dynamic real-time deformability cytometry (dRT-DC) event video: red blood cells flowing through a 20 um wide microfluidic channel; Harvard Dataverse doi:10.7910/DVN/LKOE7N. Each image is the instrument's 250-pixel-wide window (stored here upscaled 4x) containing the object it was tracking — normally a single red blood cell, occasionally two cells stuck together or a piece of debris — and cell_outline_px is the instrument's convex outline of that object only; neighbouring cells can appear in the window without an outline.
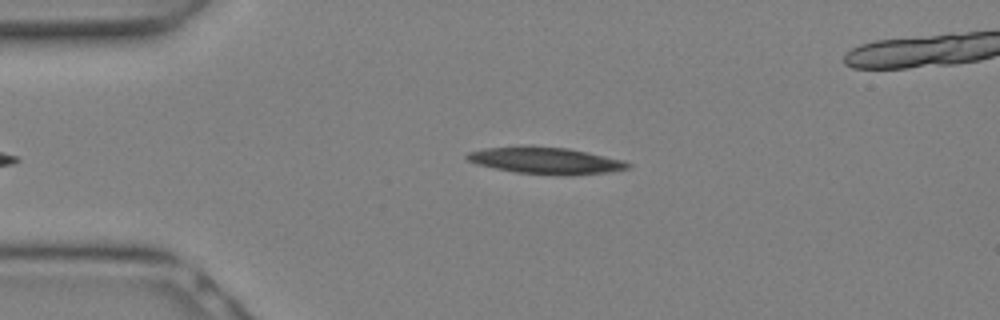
{"species": "Egyptian fruit bat (a non-hibernating species)", "species_latin": "Rousettus aegyptiacus", "temperature_condition": "warm", "stored_images_in_passage": 8, "camera_frame_rate_fps": 3000, "um_per_image_px": 0.085, "animal": {"sex": "female"}, "frame": {"image": 1, "passage_image": 1, "time_ms": 0.0, "image_size_px": [1000, 320], "cell_outline_px": [[632, 168], [608, 172], [572, 176], [556, 176], [516, 172], [476, 164], [468, 160], [464, 156], [468, 152], [484, 148], [532, 144], [568, 148], [588, 152], [624, 160], [632, 164]], "centroid_in_image_um": [46.41, 13.64], "position_along_channel_um": 38.6, "area_um2": 25.84}}
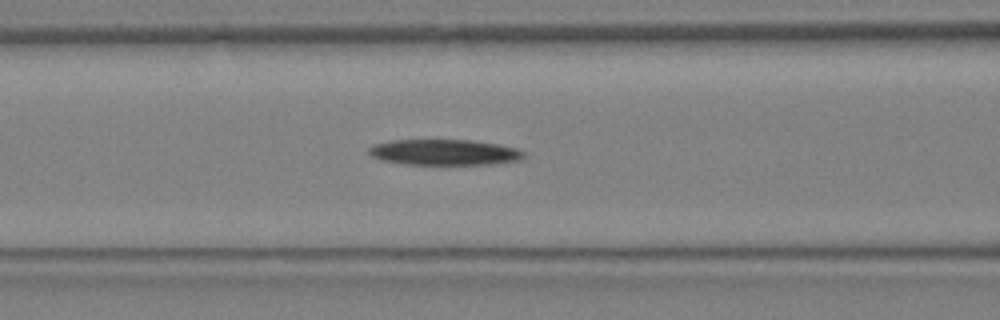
{"frame": {"image": 2, "passage_image": 6, "time_ms": 1.667, "image_size_px": [1000, 320], "cell_outline_px": [[524, 160], [492, 164], [408, 164], [384, 160], [372, 156], [368, 152], [368, 148], [376, 144], [392, 140], [472, 140], [500, 144], [516, 148], [524, 152]], "centroid_in_image_um": [37.84, 12.94], "position_along_channel_um": 128.8, "area_um2": 23.18}}
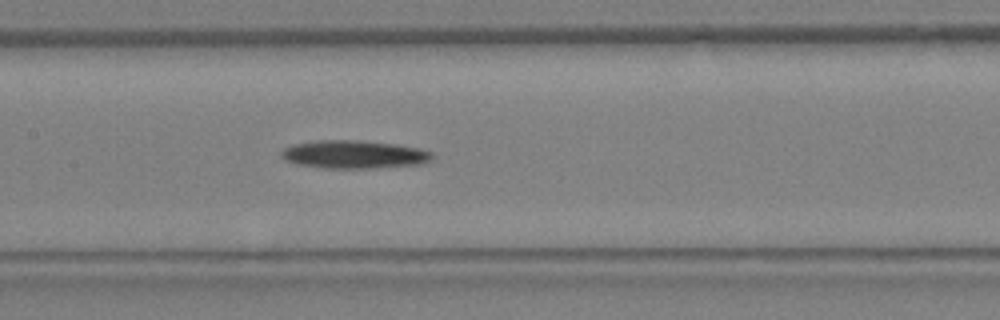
{"frame": {"image": 3, "passage_image": 8, "time_ms": 2.333, "image_size_px": [1000, 320], "cell_outline_px": [[432, 160], [424, 164], [376, 168], [324, 168], [296, 164], [280, 156], [280, 152], [284, 148], [296, 144], [320, 140], [356, 140], [396, 144], [420, 148], [432, 152]], "centroid_in_image_um": [30.14, 13.13], "position_along_channel_um": 177.3, "area_um2": 24.74}}